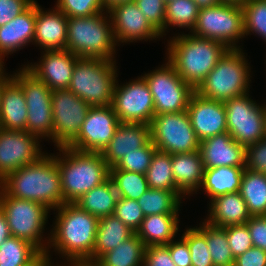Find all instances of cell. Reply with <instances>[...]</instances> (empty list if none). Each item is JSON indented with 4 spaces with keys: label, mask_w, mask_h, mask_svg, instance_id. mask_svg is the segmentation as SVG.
<instances>
[{
    "label": "cell",
    "mask_w": 266,
    "mask_h": 266,
    "mask_svg": "<svg viewBox=\"0 0 266 266\" xmlns=\"http://www.w3.org/2000/svg\"><path fill=\"white\" fill-rule=\"evenodd\" d=\"M57 216L48 248L53 247L67 266L92 265V254L96 241L99 218L82 210L75 203H64L56 208Z\"/></svg>",
    "instance_id": "1"
},
{
    "label": "cell",
    "mask_w": 266,
    "mask_h": 266,
    "mask_svg": "<svg viewBox=\"0 0 266 266\" xmlns=\"http://www.w3.org/2000/svg\"><path fill=\"white\" fill-rule=\"evenodd\" d=\"M0 186L18 199L35 201L55 210L64 204L60 171L54 154L42 155L33 164L9 173Z\"/></svg>",
    "instance_id": "2"
},
{
    "label": "cell",
    "mask_w": 266,
    "mask_h": 266,
    "mask_svg": "<svg viewBox=\"0 0 266 266\" xmlns=\"http://www.w3.org/2000/svg\"><path fill=\"white\" fill-rule=\"evenodd\" d=\"M167 47V61L194 90L229 50L222 42L190 33L173 36Z\"/></svg>",
    "instance_id": "3"
},
{
    "label": "cell",
    "mask_w": 266,
    "mask_h": 266,
    "mask_svg": "<svg viewBox=\"0 0 266 266\" xmlns=\"http://www.w3.org/2000/svg\"><path fill=\"white\" fill-rule=\"evenodd\" d=\"M58 150L60 157L56 156V163L64 203H75L109 178V167L101 153L80 152L69 147H59Z\"/></svg>",
    "instance_id": "4"
},
{
    "label": "cell",
    "mask_w": 266,
    "mask_h": 266,
    "mask_svg": "<svg viewBox=\"0 0 266 266\" xmlns=\"http://www.w3.org/2000/svg\"><path fill=\"white\" fill-rule=\"evenodd\" d=\"M105 14L68 18L66 49L79 58L116 61L112 22Z\"/></svg>",
    "instance_id": "5"
},
{
    "label": "cell",
    "mask_w": 266,
    "mask_h": 266,
    "mask_svg": "<svg viewBox=\"0 0 266 266\" xmlns=\"http://www.w3.org/2000/svg\"><path fill=\"white\" fill-rule=\"evenodd\" d=\"M117 75L113 60L80 58L68 89L91 107L112 106Z\"/></svg>",
    "instance_id": "6"
},
{
    "label": "cell",
    "mask_w": 266,
    "mask_h": 266,
    "mask_svg": "<svg viewBox=\"0 0 266 266\" xmlns=\"http://www.w3.org/2000/svg\"><path fill=\"white\" fill-rule=\"evenodd\" d=\"M242 49H229L195 90L199 95L226 101L249 92L250 67Z\"/></svg>",
    "instance_id": "7"
},
{
    "label": "cell",
    "mask_w": 266,
    "mask_h": 266,
    "mask_svg": "<svg viewBox=\"0 0 266 266\" xmlns=\"http://www.w3.org/2000/svg\"><path fill=\"white\" fill-rule=\"evenodd\" d=\"M0 208L5 214L11 236L30 242L53 264L49 258V242L42 239L50 210L38 202L10 196L1 186Z\"/></svg>",
    "instance_id": "8"
},
{
    "label": "cell",
    "mask_w": 266,
    "mask_h": 266,
    "mask_svg": "<svg viewBox=\"0 0 266 266\" xmlns=\"http://www.w3.org/2000/svg\"><path fill=\"white\" fill-rule=\"evenodd\" d=\"M191 33L222 42L229 49H240L238 40L245 37L242 6L222 2L215 6L199 8L197 23Z\"/></svg>",
    "instance_id": "9"
},
{
    "label": "cell",
    "mask_w": 266,
    "mask_h": 266,
    "mask_svg": "<svg viewBox=\"0 0 266 266\" xmlns=\"http://www.w3.org/2000/svg\"><path fill=\"white\" fill-rule=\"evenodd\" d=\"M150 134L159 151L171 155L199 151L200 141L187 110L155 115L150 123Z\"/></svg>",
    "instance_id": "10"
},
{
    "label": "cell",
    "mask_w": 266,
    "mask_h": 266,
    "mask_svg": "<svg viewBox=\"0 0 266 266\" xmlns=\"http://www.w3.org/2000/svg\"><path fill=\"white\" fill-rule=\"evenodd\" d=\"M21 68L12 75V78L21 86L25 95L27 132L36 135L39 139L46 137L52 140V90L25 67Z\"/></svg>",
    "instance_id": "11"
},
{
    "label": "cell",
    "mask_w": 266,
    "mask_h": 266,
    "mask_svg": "<svg viewBox=\"0 0 266 266\" xmlns=\"http://www.w3.org/2000/svg\"><path fill=\"white\" fill-rule=\"evenodd\" d=\"M153 96L155 115L187 110L195 90L167 62L142 76Z\"/></svg>",
    "instance_id": "12"
},
{
    "label": "cell",
    "mask_w": 266,
    "mask_h": 266,
    "mask_svg": "<svg viewBox=\"0 0 266 266\" xmlns=\"http://www.w3.org/2000/svg\"><path fill=\"white\" fill-rule=\"evenodd\" d=\"M227 130L239 144L247 147L266 138L264 106L249 97V93L224 101Z\"/></svg>",
    "instance_id": "13"
},
{
    "label": "cell",
    "mask_w": 266,
    "mask_h": 266,
    "mask_svg": "<svg viewBox=\"0 0 266 266\" xmlns=\"http://www.w3.org/2000/svg\"><path fill=\"white\" fill-rule=\"evenodd\" d=\"M52 118L54 145L67 147L78 135L91 107L69 89L52 90Z\"/></svg>",
    "instance_id": "14"
},
{
    "label": "cell",
    "mask_w": 266,
    "mask_h": 266,
    "mask_svg": "<svg viewBox=\"0 0 266 266\" xmlns=\"http://www.w3.org/2000/svg\"><path fill=\"white\" fill-rule=\"evenodd\" d=\"M112 107L120 122L150 125L155 116L153 96L142 76L123 86L116 82Z\"/></svg>",
    "instance_id": "15"
},
{
    "label": "cell",
    "mask_w": 266,
    "mask_h": 266,
    "mask_svg": "<svg viewBox=\"0 0 266 266\" xmlns=\"http://www.w3.org/2000/svg\"><path fill=\"white\" fill-rule=\"evenodd\" d=\"M119 123L112 106L90 107L77 137L67 147L80 152L101 153Z\"/></svg>",
    "instance_id": "16"
},
{
    "label": "cell",
    "mask_w": 266,
    "mask_h": 266,
    "mask_svg": "<svg viewBox=\"0 0 266 266\" xmlns=\"http://www.w3.org/2000/svg\"><path fill=\"white\" fill-rule=\"evenodd\" d=\"M39 138L26 131L7 130L0 127V181L9 173L33 164L45 153Z\"/></svg>",
    "instance_id": "17"
},
{
    "label": "cell",
    "mask_w": 266,
    "mask_h": 266,
    "mask_svg": "<svg viewBox=\"0 0 266 266\" xmlns=\"http://www.w3.org/2000/svg\"><path fill=\"white\" fill-rule=\"evenodd\" d=\"M105 12L110 15L116 44L162 37L134 1L115 4Z\"/></svg>",
    "instance_id": "18"
},
{
    "label": "cell",
    "mask_w": 266,
    "mask_h": 266,
    "mask_svg": "<svg viewBox=\"0 0 266 266\" xmlns=\"http://www.w3.org/2000/svg\"><path fill=\"white\" fill-rule=\"evenodd\" d=\"M187 112L199 141L228 132L224 102L205 98L194 92Z\"/></svg>",
    "instance_id": "19"
},
{
    "label": "cell",
    "mask_w": 266,
    "mask_h": 266,
    "mask_svg": "<svg viewBox=\"0 0 266 266\" xmlns=\"http://www.w3.org/2000/svg\"><path fill=\"white\" fill-rule=\"evenodd\" d=\"M79 59L67 49L48 50L43 51L39 64L24 67L51 90L68 89L73 68Z\"/></svg>",
    "instance_id": "20"
},
{
    "label": "cell",
    "mask_w": 266,
    "mask_h": 266,
    "mask_svg": "<svg viewBox=\"0 0 266 266\" xmlns=\"http://www.w3.org/2000/svg\"><path fill=\"white\" fill-rule=\"evenodd\" d=\"M151 140L150 125L120 122L113 138L101 152L107 166L114 167L125 155L144 147Z\"/></svg>",
    "instance_id": "21"
},
{
    "label": "cell",
    "mask_w": 266,
    "mask_h": 266,
    "mask_svg": "<svg viewBox=\"0 0 266 266\" xmlns=\"http://www.w3.org/2000/svg\"><path fill=\"white\" fill-rule=\"evenodd\" d=\"M199 152L205 169L245 167L246 147L237 143L228 132L201 141Z\"/></svg>",
    "instance_id": "22"
},
{
    "label": "cell",
    "mask_w": 266,
    "mask_h": 266,
    "mask_svg": "<svg viewBox=\"0 0 266 266\" xmlns=\"http://www.w3.org/2000/svg\"><path fill=\"white\" fill-rule=\"evenodd\" d=\"M40 7L36 2L34 44L44 51L66 49L68 17L56 8L47 12Z\"/></svg>",
    "instance_id": "23"
},
{
    "label": "cell",
    "mask_w": 266,
    "mask_h": 266,
    "mask_svg": "<svg viewBox=\"0 0 266 266\" xmlns=\"http://www.w3.org/2000/svg\"><path fill=\"white\" fill-rule=\"evenodd\" d=\"M36 22V1L24 12L7 24L0 26V55H11L28 45L33 44Z\"/></svg>",
    "instance_id": "24"
},
{
    "label": "cell",
    "mask_w": 266,
    "mask_h": 266,
    "mask_svg": "<svg viewBox=\"0 0 266 266\" xmlns=\"http://www.w3.org/2000/svg\"><path fill=\"white\" fill-rule=\"evenodd\" d=\"M0 127L27 132V103L21 86L11 78L1 95Z\"/></svg>",
    "instance_id": "25"
},
{
    "label": "cell",
    "mask_w": 266,
    "mask_h": 266,
    "mask_svg": "<svg viewBox=\"0 0 266 266\" xmlns=\"http://www.w3.org/2000/svg\"><path fill=\"white\" fill-rule=\"evenodd\" d=\"M207 223L216 227L245 225L251 215L239 191L220 195L211 200Z\"/></svg>",
    "instance_id": "26"
},
{
    "label": "cell",
    "mask_w": 266,
    "mask_h": 266,
    "mask_svg": "<svg viewBox=\"0 0 266 266\" xmlns=\"http://www.w3.org/2000/svg\"><path fill=\"white\" fill-rule=\"evenodd\" d=\"M176 188L186 196L197 194L204 176V164L199 151L171 155Z\"/></svg>",
    "instance_id": "27"
},
{
    "label": "cell",
    "mask_w": 266,
    "mask_h": 266,
    "mask_svg": "<svg viewBox=\"0 0 266 266\" xmlns=\"http://www.w3.org/2000/svg\"><path fill=\"white\" fill-rule=\"evenodd\" d=\"M178 214H157L145 216L136 231L143 244L167 245L179 231Z\"/></svg>",
    "instance_id": "28"
},
{
    "label": "cell",
    "mask_w": 266,
    "mask_h": 266,
    "mask_svg": "<svg viewBox=\"0 0 266 266\" xmlns=\"http://www.w3.org/2000/svg\"><path fill=\"white\" fill-rule=\"evenodd\" d=\"M135 232L121 222L114 214L100 217L92 254V265L106 252L114 249Z\"/></svg>",
    "instance_id": "29"
},
{
    "label": "cell",
    "mask_w": 266,
    "mask_h": 266,
    "mask_svg": "<svg viewBox=\"0 0 266 266\" xmlns=\"http://www.w3.org/2000/svg\"><path fill=\"white\" fill-rule=\"evenodd\" d=\"M245 167L220 166L205 169L203 188L210 199L239 191Z\"/></svg>",
    "instance_id": "30"
},
{
    "label": "cell",
    "mask_w": 266,
    "mask_h": 266,
    "mask_svg": "<svg viewBox=\"0 0 266 266\" xmlns=\"http://www.w3.org/2000/svg\"><path fill=\"white\" fill-rule=\"evenodd\" d=\"M118 194L114 184L108 178L101 185L94 187L75 202L82 210L98 218L114 214Z\"/></svg>",
    "instance_id": "31"
},
{
    "label": "cell",
    "mask_w": 266,
    "mask_h": 266,
    "mask_svg": "<svg viewBox=\"0 0 266 266\" xmlns=\"http://www.w3.org/2000/svg\"><path fill=\"white\" fill-rule=\"evenodd\" d=\"M145 248L135 233L114 249L104 253L92 266H143Z\"/></svg>",
    "instance_id": "32"
},
{
    "label": "cell",
    "mask_w": 266,
    "mask_h": 266,
    "mask_svg": "<svg viewBox=\"0 0 266 266\" xmlns=\"http://www.w3.org/2000/svg\"><path fill=\"white\" fill-rule=\"evenodd\" d=\"M239 193L251 216L266 215V174L245 169Z\"/></svg>",
    "instance_id": "33"
},
{
    "label": "cell",
    "mask_w": 266,
    "mask_h": 266,
    "mask_svg": "<svg viewBox=\"0 0 266 266\" xmlns=\"http://www.w3.org/2000/svg\"><path fill=\"white\" fill-rule=\"evenodd\" d=\"M42 255L30 242L10 236L0 245V266H32Z\"/></svg>",
    "instance_id": "34"
},
{
    "label": "cell",
    "mask_w": 266,
    "mask_h": 266,
    "mask_svg": "<svg viewBox=\"0 0 266 266\" xmlns=\"http://www.w3.org/2000/svg\"><path fill=\"white\" fill-rule=\"evenodd\" d=\"M145 175L149 188L172 191L180 199L184 197L175 185L171 154L156 150Z\"/></svg>",
    "instance_id": "35"
},
{
    "label": "cell",
    "mask_w": 266,
    "mask_h": 266,
    "mask_svg": "<svg viewBox=\"0 0 266 266\" xmlns=\"http://www.w3.org/2000/svg\"><path fill=\"white\" fill-rule=\"evenodd\" d=\"M196 228L206 237L214 266H233L234 257L230 249L226 231L223 227L210 225L206 221Z\"/></svg>",
    "instance_id": "36"
},
{
    "label": "cell",
    "mask_w": 266,
    "mask_h": 266,
    "mask_svg": "<svg viewBox=\"0 0 266 266\" xmlns=\"http://www.w3.org/2000/svg\"><path fill=\"white\" fill-rule=\"evenodd\" d=\"M144 216L178 214L181 199L172 191L148 188L137 200Z\"/></svg>",
    "instance_id": "37"
},
{
    "label": "cell",
    "mask_w": 266,
    "mask_h": 266,
    "mask_svg": "<svg viewBox=\"0 0 266 266\" xmlns=\"http://www.w3.org/2000/svg\"><path fill=\"white\" fill-rule=\"evenodd\" d=\"M109 178L119 198L138 200L149 188L145 174L126 170H109Z\"/></svg>",
    "instance_id": "38"
},
{
    "label": "cell",
    "mask_w": 266,
    "mask_h": 266,
    "mask_svg": "<svg viewBox=\"0 0 266 266\" xmlns=\"http://www.w3.org/2000/svg\"><path fill=\"white\" fill-rule=\"evenodd\" d=\"M199 7L193 0H171L166 3L165 32L168 26L194 29L198 18Z\"/></svg>",
    "instance_id": "39"
},
{
    "label": "cell",
    "mask_w": 266,
    "mask_h": 266,
    "mask_svg": "<svg viewBox=\"0 0 266 266\" xmlns=\"http://www.w3.org/2000/svg\"><path fill=\"white\" fill-rule=\"evenodd\" d=\"M244 13V32L257 34L266 42V1L246 0L242 5Z\"/></svg>",
    "instance_id": "40"
},
{
    "label": "cell",
    "mask_w": 266,
    "mask_h": 266,
    "mask_svg": "<svg viewBox=\"0 0 266 266\" xmlns=\"http://www.w3.org/2000/svg\"><path fill=\"white\" fill-rule=\"evenodd\" d=\"M156 150L157 148L150 140L144 147L125 155L114 167L109 168V170H126L146 174Z\"/></svg>",
    "instance_id": "41"
},
{
    "label": "cell",
    "mask_w": 266,
    "mask_h": 266,
    "mask_svg": "<svg viewBox=\"0 0 266 266\" xmlns=\"http://www.w3.org/2000/svg\"><path fill=\"white\" fill-rule=\"evenodd\" d=\"M181 238L188 245L191 266H214L206 237L197 228H187Z\"/></svg>",
    "instance_id": "42"
},
{
    "label": "cell",
    "mask_w": 266,
    "mask_h": 266,
    "mask_svg": "<svg viewBox=\"0 0 266 266\" xmlns=\"http://www.w3.org/2000/svg\"><path fill=\"white\" fill-rule=\"evenodd\" d=\"M54 7L68 18L93 16L106 10L101 0H57Z\"/></svg>",
    "instance_id": "43"
},
{
    "label": "cell",
    "mask_w": 266,
    "mask_h": 266,
    "mask_svg": "<svg viewBox=\"0 0 266 266\" xmlns=\"http://www.w3.org/2000/svg\"><path fill=\"white\" fill-rule=\"evenodd\" d=\"M114 215L135 233L145 217L137 200L119 197Z\"/></svg>",
    "instance_id": "44"
},
{
    "label": "cell",
    "mask_w": 266,
    "mask_h": 266,
    "mask_svg": "<svg viewBox=\"0 0 266 266\" xmlns=\"http://www.w3.org/2000/svg\"><path fill=\"white\" fill-rule=\"evenodd\" d=\"M134 3L163 38L165 35L166 2L164 0H134Z\"/></svg>",
    "instance_id": "45"
},
{
    "label": "cell",
    "mask_w": 266,
    "mask_h": 266,
    "mask_svg": "<svg viewBox=\"0 0 266 266\" xmlns=\"http://www.w3.org/2000/svg\"><path fill=\"white\" fill-rule=\"evenodd\" d=\"M234 259L253 247L247 225H229L223 227Z\"/></svg>",
    "instance_id": "46"
},
{
    "label": "cell",
    "mask_w": 266,
    "mask_h": 266,
    "mask_svg": "<svg viewBox=\"0 0 266 266\" xmlns=\"http://www.w3.org/2000/svg\"><path fill=\"white\" fill-rule=\"evenodd\" d=\"M245 169L266 174V138L246 147Z\"/></svg>",
    "instance_id": "47"
},
{
    "label": "cell",
    "mask_w": 266,
    "mask_h": 266,
    "mask_svg": "<svg viewBox=\"0 0 266 266\" xmlns=\"http://www.w3.org/2000/svg\"><path fill=\"white\" fill-rule=\"evenodd\" d=\"M143 266H176L166 245H151L145 248Z\"/></svg>",
    "instance_id": "48"
},
{
    "label": "cell",
    "mask_w": 266,
    "mask_h": 266,
    "mask_svg": "<svg viewBox=\"0 0 266 266\" xmlns=\"http://www.w3.org/2000/svg\"><path fill=\"white\" fill-rule=\"evenodd\" d=\"M35 0H0V26L24 12Z\"/></svg>",
    "instance_id": "49"
},
{
    "label": "cell",
    "mask_w": 266,
    "mask_h": 266,
    "mask_svg": "<svg viewBox=\"0 0 266 266\" xmlns=\"http://www.w3.org/2000/svg\"><path fill=\"white\" fill-rule=\"evenodd\" d=\"M253 247L266 251V215L251 216L246 222Z\"/></svg>",
    "instance_id": "50"
},
{
    "label": "cell",
    "mask_w": 266,
    "mask_h": 266,
    "mask_svg": "<svg viewBox=\"0 0 266 266\" xmlns=\"http://www.w3.org/2000/svg\"><path fill=\"white\" fill-rule=\"evenodd\" d=\"M166 246L176 266H191L190 251L182 238L179 241L172 240Z\"/></svg>",
    "instance_id": "51"
},
{
    "label": "cell",
    "mask_w": 266,
    "mask_h": 266,
    "mask_svg": "<svg viewBox=\"0 0 266 266\" xmlns=\"http://www.w3.org/2000/svg\"><path fill=\"white\" fill-rule=\"evenodd\" d=\"M233 266H266V251L251 247L234 259Z\"/></svg>",
    "instance_id": "52"
},
{
    "label": "cell",
    "mask_w": 266,
    "mask_h": 266,
    "mask_svg": "<svg viewBox=\"0 0 266 266\" xmlns=\"http://www.w3.org/2000/svg\"><path fill=\"white\" fill-rule=\"evenodd\" d=\"M11 236L4 212L0 208V245Z\"/></svg>",
    "instance_id": "53"
},
{
    "label": "cell",
    "mask_w": 266,
    "mask_h": 266,
    "mask_svg": "<svg viewBox=\"0 0 266 266\" xmlns=\"http://www.w3.org/2000/svg\"><path fill=\"white\" fill-rule=\"evenodd\" d=\"M199 8L211 7L222 3V0H193Z\"/></svg>",
    "instance_id": "54"
},
{
    "label": "cell",
    "mask_w": 266,
    "mask_h": 266,
    "mask_svg": "<svg viewBox=\"0 0 266 266\" xmlns=\"http://www.w3.org/2000/svg\"><path fill=\"white\" fill-rule=\"evenodd\" d=\"M134 0H101L103 7L106 9H110L113 5L123 2H133Z\"/></svg>",
    "instance_id": "55"
},
{
    "label": "cell",
    "mask_w": 266,
    "mask_h": 266,
    "mask_svg": "<svg viewBox=\"0 0 266 266\" xmlns=\"http://www.w3.org/2000/svg\"><path fill=\"white\" fill-rule=\"evenodd\" d=\"M12 78V75H8V73H4L0 76V109H1V95H2V89L4 85Z\"/></svg>",
    "instance_id": "56"
},
{
    "label": "cell",
    "mask_w": 266,
    "mask_h": 266,
    "mask_svg": "<svg viewBox=\"0 0 266 266\" xmlns=\"http://www.w3.org/2000/svg\"><path fill=\"white\" fill-rule=\"evenodd\" d=\"M32 266H52L49 262V259L42 255Z\"/></svg>",
    "instance_id": "57"
},
{
    "label": "cell",
    "mask_w": 266,
    "mask_h": 266,
    "mask_svg": "<svg viewBox=\"0 0 266 266\" xmlns=\"http://www.w3.org/2000/svg\"><path fill=\"white\" fill-rule=\"evenodd\" d=\"M246 0H222V2L236 3L242 5Z\"/></svg>",
    "instance_id": "58"
},
{
    "label": "cell",
    "mask_w": 266,
    "mask_h": 266,
    "mask_svg": "<svg viewBox=\"0 0 266 266\" xmlns=\"http://www.w3.org/2000/svg\"><path fill=\"white\" fill-rule=\"evenodd\" d=\"M2 58H3V57L0 55V76L3 75L4 72H5V71L3 70V69H4L3 66H5V65H3V64H4V62H3L4 59H2Z\"/></svg>",
    "instance_id": "59"
},
{
    "label": "cell",
    "mask_w": 266,
    "mask_h": 266,
    "mask_svg": "<svg viewBox=\"0 0 266 266\" xmlns=\"http://www.w3.org/2000/svg\"><path fill=\"white\" fill-rule=\"evenodd\" d=\"M264 105V113H265V124H266V105L265 104H262Z\"/></svg>",
    "instance_id": "60"
},
{
    "label": "cell",
    "mask_w": 266,
    "mask_h": 266,
    "mask_svg": "<svg viewBox=\"0 0 266 266\" xmlns=\"http://www.w3.org/2000/svg\"><path fill=\"white\" fill-rule=\"evenodd\" d=\"M76 266H92V265L83 264V265H76Z\"/></svg>",
    "instance_id": "61"
}]
</instances>
